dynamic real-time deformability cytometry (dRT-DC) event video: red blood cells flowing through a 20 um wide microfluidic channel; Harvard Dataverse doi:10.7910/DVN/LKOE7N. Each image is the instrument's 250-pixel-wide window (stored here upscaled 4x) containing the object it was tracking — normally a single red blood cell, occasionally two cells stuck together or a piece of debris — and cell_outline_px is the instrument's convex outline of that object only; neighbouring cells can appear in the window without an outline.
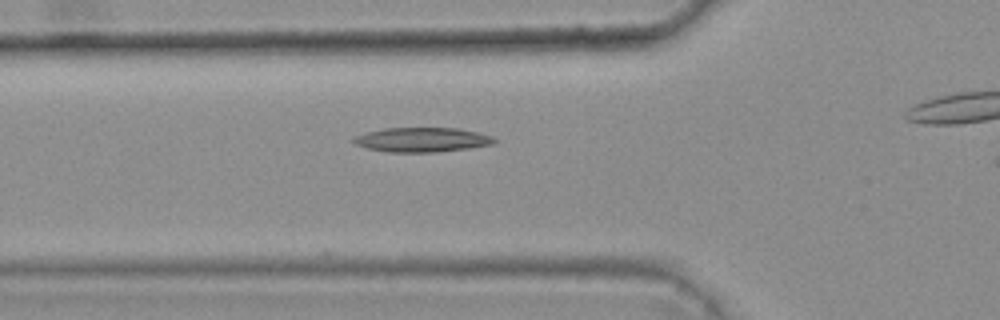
{"species": "common noctule bat (a hibernating species)", "species_latin": "Nyctalus noctula", "temperature_condition": "warm", "stored_images_in_passage": 4, "camera_frame_rate_fps": 3000, "um_per_image_px": 0.085, "animal": {"sex": "female", "body_mass_g": 25.1}, "frame": {"image": 1, "passage_image": 4, "time_ms": 1.0, "image_size_px": [1000, 320], "cell_outline_px": [[496, 140], [492, 144], [468, 148], [436, 152], [388, 152], [368, 148], [356, 144], [352, 140], [352, 136], [364, 132], [384, 128], [456, 128], [476, 132], [492, 136]], "centroid_in_image_um": [35.81, 11.87], "position_along_channel_um": 90.0, "area_um2": 20.0}}